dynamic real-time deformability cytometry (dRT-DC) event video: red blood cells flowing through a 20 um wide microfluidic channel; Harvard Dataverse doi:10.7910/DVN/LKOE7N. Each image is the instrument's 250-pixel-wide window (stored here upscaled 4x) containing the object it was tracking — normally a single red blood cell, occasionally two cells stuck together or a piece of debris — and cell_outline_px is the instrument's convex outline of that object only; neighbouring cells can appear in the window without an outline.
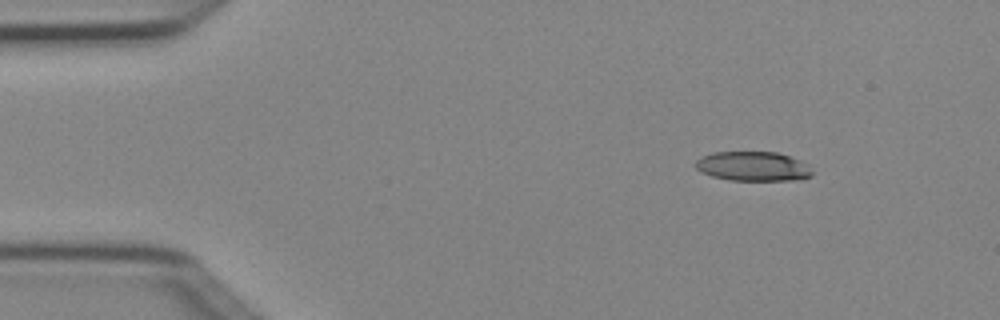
{"species": "Egyptian fruit bat (a non-hibernating species)", "species_latin": "Rousettus aegyptiacus", "temperature_condition": "cold", "stored_images_in_passage": 5, "camera_frame_rate_fps": 3000, "um_per_image_px": 0.085, "animal": {"sex": "female"}, "frame": {"image": 1, "passage_image": 1, "time_ms": 0.0, "image_size_px": [1000, 320], "cell_outline_px": [[812, 176], [796, 180], [728, 180], [712, 176], [700, 172], [692, 164], [700, 156], [712, 152], [776, 152], [800, 160], [808, 164], [812, 172]], "centroid_in_image_um": [63.96, 14.13], "position_along_channel_um": 21.0, "area_um2": 20.23}}
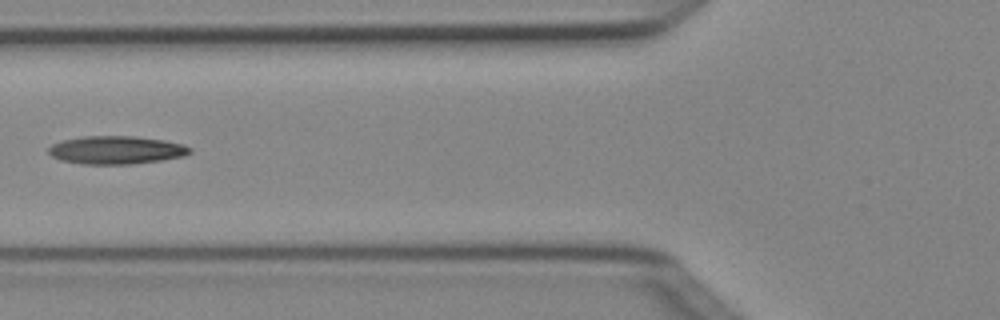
{"frame": {"image": 2, "passage_image": 5, "time_ms": 1.333, "image_size_px": [1000, 320], "cell_outline_px": [[192, 152], [184, 156], [160, 160], [132, 164], [84, 164], [60, 160], [52, 156], [48, 152], [48, 148], [52, 144], [64, 140], [84, 136], [136, 136], [164, 140], [184, 144], [192, 148]], "centroid_in_image_um": [9.9, 12.75], "position_along_channel_um": 115.9, "area_um2": 23.18}}